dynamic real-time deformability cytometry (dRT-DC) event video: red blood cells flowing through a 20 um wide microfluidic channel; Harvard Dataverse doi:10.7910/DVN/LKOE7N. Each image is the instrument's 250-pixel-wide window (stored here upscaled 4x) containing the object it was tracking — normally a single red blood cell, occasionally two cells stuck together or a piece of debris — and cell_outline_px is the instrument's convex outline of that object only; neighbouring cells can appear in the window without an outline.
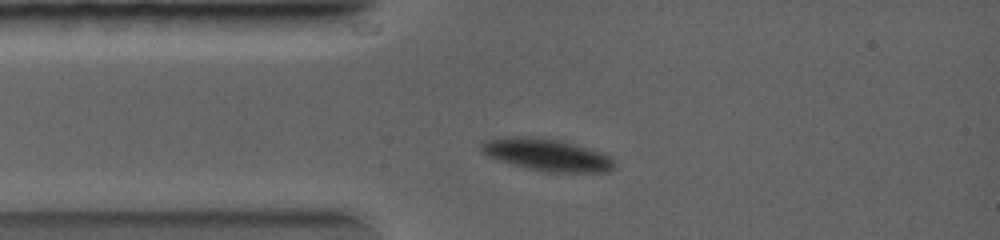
{"species": "common noctule bat (a hibernating species)", "species_latin": "Nyctalus noctula", "temperature_condition": "warm", "stored_images_in_passage": 26, "camera_frame_rate_fps": 5000, "um_per_image_px": 0.085, "animal": {"sex": "female", "body_mass_g": 19.0, "forearm_length_mm": 56.7}, "frame": {"image": 1, "passage_image": 5, "time_ms": 1.8, "image_size_px": [1000, 240], "cell_outline_px": [[612, 168], [608, 172], [544, 172], [512, 164], [488, 156], [480, 152], [480, 144], [484, 140], [508, 136], [528, 136], [560, 140], [600, 152], [608, 156], [612, 160]], "centroid_in_image_um": [46.4, 13.15], "position_along_channel_um": 38.6, "area_um2": 24.68}}
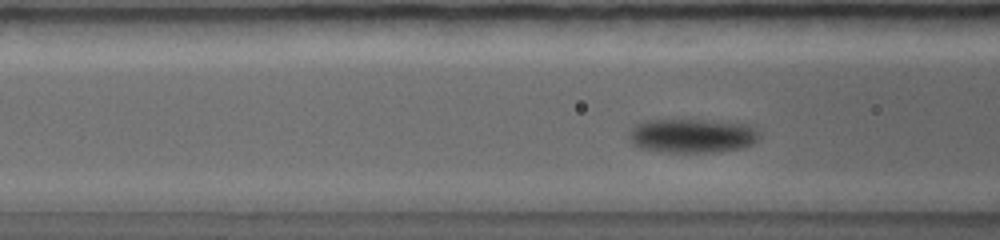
{"frame": {"image": 2, "passage_image": 9, "time_ms": 3.2, "image_size_px": [1000, 240], "cell_outline_px": [[760, 136], [752, 144], [740, 148], [716, 152], [660, 152], [636, 148], [632, 140], [632, 128], [640, 120], [708, 120], [752, 124], [760, 132]], "centroid_in_image_um": [58.87, 11.53], "position_along_channel_um": 107.7, "area_um2": 26.13}}
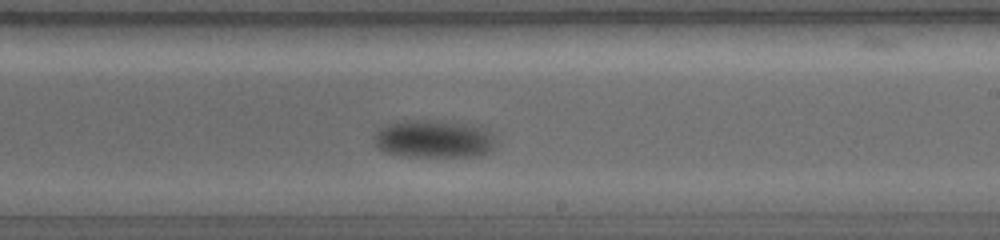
{"frame": {"image": 3, "passage_image": 16, "time_ms": 5.8, "image_size_px": [1000, 240], "cell_outline_px": [[492, 148], [488, 152], [480, 156], [408, 156], [388, 152], [380, 148], [372, 140], [372, 136], [380, 128], [396, 120], [436, 120], [476, 124], [484, 128], [492, 136]], "centroid_in_image_um": [36.84, 11.78], "position_along_channel_um": 252.2, "area_um2": 26.82}}